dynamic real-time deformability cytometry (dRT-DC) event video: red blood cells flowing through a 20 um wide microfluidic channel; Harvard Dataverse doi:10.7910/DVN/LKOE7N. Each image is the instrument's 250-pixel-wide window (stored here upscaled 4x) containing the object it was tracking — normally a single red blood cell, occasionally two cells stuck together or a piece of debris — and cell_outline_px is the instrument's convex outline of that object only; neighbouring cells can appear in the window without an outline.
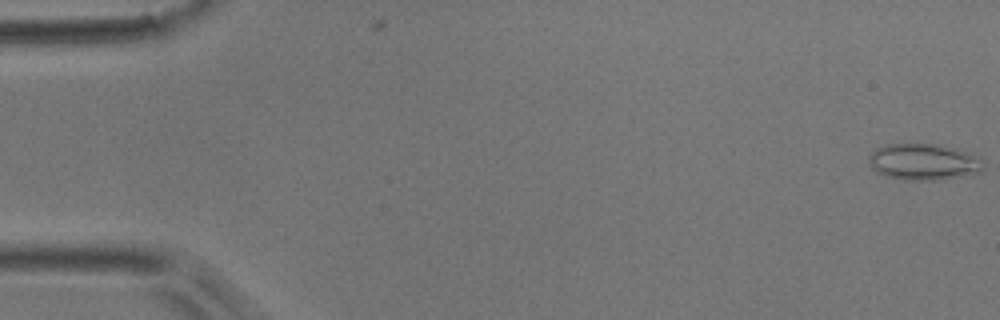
{"species": "common noctule bat (a hibernating species)", "species_latin": "Nyctalus noctula", "temperature_condition": "room temperature", "stored_images_in_passage": 52, "camera_frame_rate_fps": 3000, "um_per_image_px": 0.085, "animal": {"sex": "male", "body_mass_g": 17.9}, "frame": {"image": 1, "passage_image": 1, "time_ms": 0.0, "image_size_px": [1000, 320], "cell_outline_px": [[984, 168], [980, 172], [972, 176], [940, 180], [904, 180], [888, 176], [876, 172], [872, 168], [868, 160], [868, 156], [876, 148], [884, 144], [940, 144], [956, 148], [976, 156], [984, 160]], "centroid_in_image_um": [78.56, 13.77], "position_along_channel_um": 6.4, "area_um2": 24.8}}
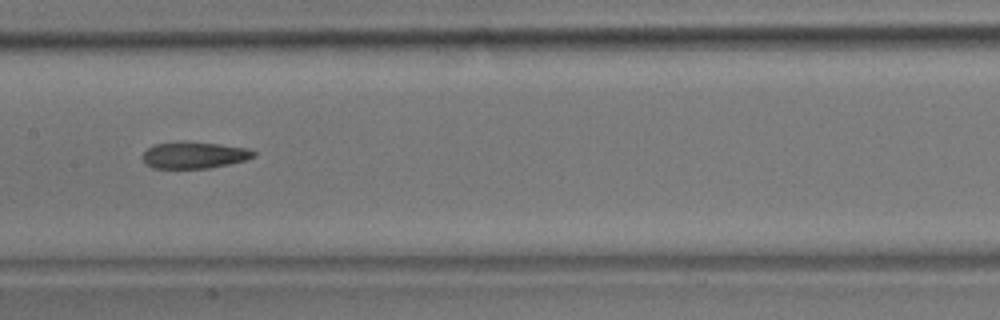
{"frame": {"image": 2, "passage_image": 26, "time_ms": 8.333, "image_size_px": [1000, 320], "cell_outline_px": [[256, 156], [244, 160], [228, 164], [208, 168], [152, 168], [140, 156], [148, 148], [156, 144], [180, 140], [188, 140], [248, 148], [256, 152]], "centroid_in_image_um": [16.49, 13.16], "position_along_channel_um": 190.9, "area_um2": 17.4}}
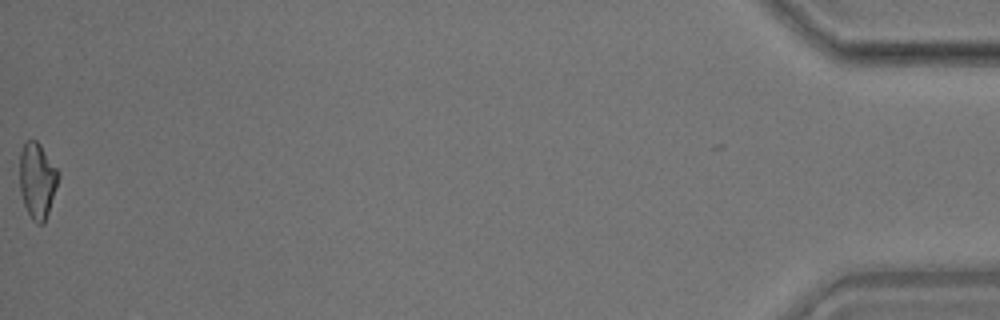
{"frame": {"image": 3, "passage_image": 52, "time_ms": 17.0, "image_size_px": [1000, 320], "cell_outline_px": [[60, 176], [44, 224], [36, 224], [32, 220], [24, 204], [20, 192], [20, 152], [24, 144], [28, 140], [36, 140], [40, 144], [60, 172]], "centroid_in_image_um": [3.17, 15.34], "position_along_channel_um": 432.0, "area_um2": 17.05}, "authors_computed_cell_mechanics": {"area_um2": 17.6579, "velocity_mm_per_s": 3.9207, "shape_relaxation_time_tau1_ms": 7.7232, "shape_relaxation_time_tau2_ms": 5.6982, "deformation_change_tau1": 0.1705, "deformation_change_tau2": 0.1629}}